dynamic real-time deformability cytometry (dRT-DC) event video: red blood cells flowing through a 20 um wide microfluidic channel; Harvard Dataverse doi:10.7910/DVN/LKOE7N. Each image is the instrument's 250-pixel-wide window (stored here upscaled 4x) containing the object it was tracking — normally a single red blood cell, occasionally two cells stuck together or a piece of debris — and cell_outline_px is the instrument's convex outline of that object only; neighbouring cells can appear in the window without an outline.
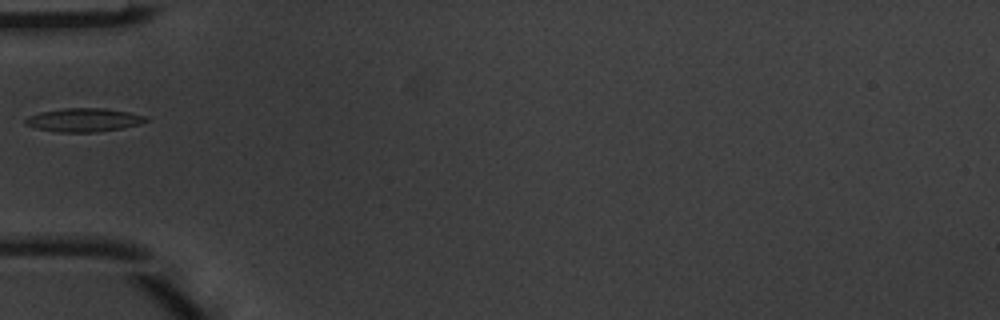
{"species": "common noctule bat (a hibernating species)", "species_latin": "Nyctalus noctula", "temperature_condition": "warm", "stored_images_in_passage": 6, "camera_frame_rate_fps": 3000, "um_per_image_px": 0.085, "animal": {"sex": "male", "body_mass_g": 20.1, "forearm_length_mm": 53.5}, "frame": {"image": 1, "passage_image": 6, "time_ms": 1.667, "image_size_px": [1000, 320], "cell_outline_px": [[148, 120], [140, 124], [120, 128], [96, 132], [60, 132], [36, 128], [24, 124], [24, 120], [28, 116], [40, 112], [64, 108], [104, 108], [128, 112], [148, 116]], "centroid_in_image_um": [7.12, 10.19], "position_along_channel_um": 77.9, "area_um2": 16.47}}